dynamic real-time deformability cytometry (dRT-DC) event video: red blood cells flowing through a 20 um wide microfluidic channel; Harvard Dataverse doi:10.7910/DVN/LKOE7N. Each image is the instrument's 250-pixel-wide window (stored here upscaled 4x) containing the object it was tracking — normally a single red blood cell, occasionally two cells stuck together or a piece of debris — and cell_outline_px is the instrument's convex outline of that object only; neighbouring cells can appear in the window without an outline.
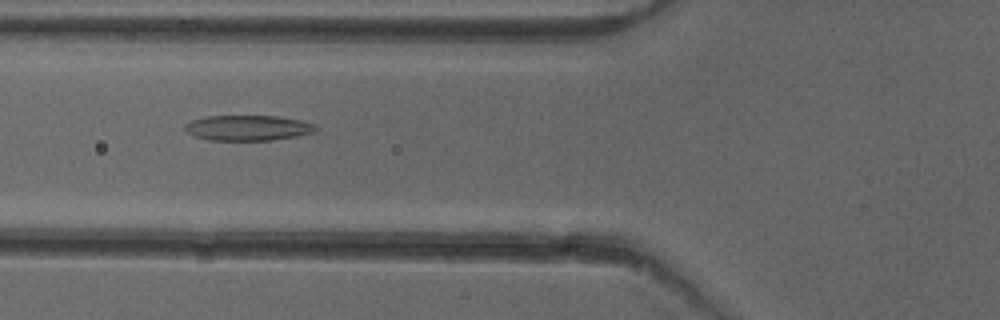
{"species": "common noctule bat (a hibernating species)", "species_latin": "Nyctalus noctula", "temperature_condition": "cold", "stored_images_in_passage": 31, "camera_frame_rate_fps": 3000, "um_per_image_px": 0.085, "animal": {"sex": "female"}, "frame": {"image": 1, "passage_image": 3, "time_ms": 0.667, "image_size_px": [1000, 320], "cell_outline_px": [[320, 128], [316, 132], [296, 136], [272, 140], [208, 140], [192, 136], [184, 128], [184, 124], [192, 120], [208, 116], [280, 116], [300, 120], [312, 124]], "centroid_in_image_um": [21.07, 10.87], "position_along_channel_um": 104.7, "area_um2": 19.42}}
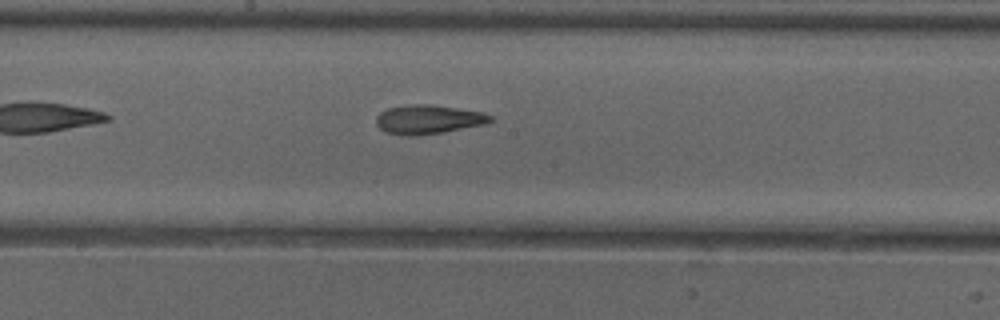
{"frame": {"image": 2, "passage_image": 11, "time_ms": 3.333, "image_size_px": [1000, 320], "cell_outline_px": [[492, 120], [484, 124], [444, 132], [416, 136], [408, 136], [384, 132], [376, 124], [376, 116], [380, 112], [388, 108], [412, 104], [428, 104], [484, 112], [492, 116]], "centroid_in_image_um": [36.38, 10.16], "position_along_channel_um": 211.8, "area_um2": 19.31}}
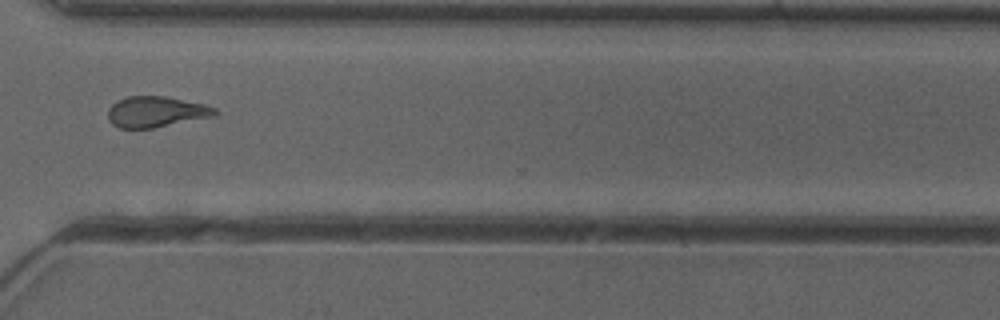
{"frame": {"image": 3, "passage_image": 22, "time_ms": 7.0, "image_size_px": [1000, 320], "cell_outline_px": [[216, 112], [212, 116], [152, 128], [120, 128], [112, 124], [108, 120], [108, 108], [112, 104], [128, 96], [164, 96], [204, 104], [216, 108]], "centroid_in_image_um": [13.21, 9.5], "position_along_channel_um": 357.4, "area_um2": 18.9}}